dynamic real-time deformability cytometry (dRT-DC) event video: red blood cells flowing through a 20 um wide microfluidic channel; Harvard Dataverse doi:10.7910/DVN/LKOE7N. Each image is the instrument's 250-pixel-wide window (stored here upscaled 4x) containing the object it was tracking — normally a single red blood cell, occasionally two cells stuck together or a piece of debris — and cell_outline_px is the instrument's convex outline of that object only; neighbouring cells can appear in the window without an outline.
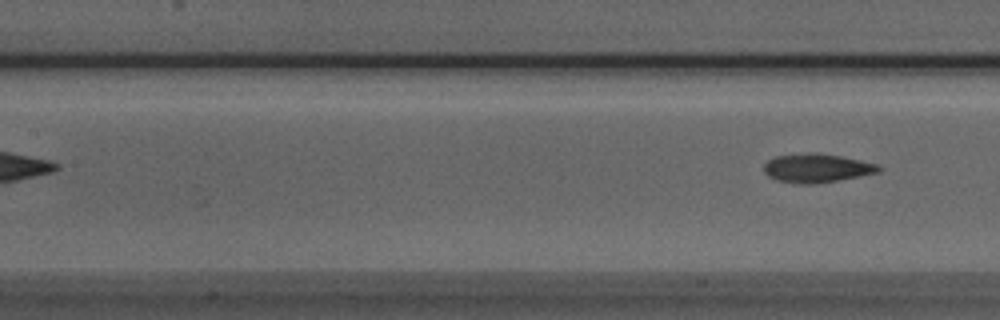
{"species": "Egyptian fruit bat (a non-hibernating species)", "species_latin": "Rousettus aegyptiacus", "temperature_condition": "room temperature", "stored_images_in_passage": 5, "camera_frame_rate_fps": 3000, "um_per_image_px": 0.085, "animal": {"sex": "male"}, "frame": {"image": 1, "passage_image": 5, "time_ms": 1.333, "image_size_px": [1000, 320], "cell_outline_px": [[880, 172], [860, 176], [812, 184], [800, 184], [776, 180], [768, 176], [764, 172], [764, 164], [768, 160], [776, 156], [816, 152], [840, 156], [860, 160], [876, 164], [880, 168]], "centroid_in_image_um": [69.39, 14.29], "position_along_channel_um": 138.0, "area_um2": 19.02}}